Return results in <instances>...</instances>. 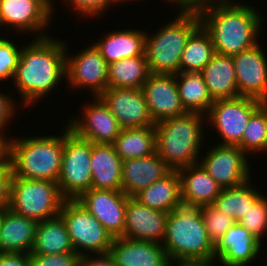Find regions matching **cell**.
I'll return each instance as SVG.
<instances>
[{
  "label": "cell",
  "mask_w": 267,
  "mask_h": 266,
  "mask_svg": "<svg viewBox=\"0 0 267 266\" xmlns=\"http://www.w3.org/2000/svg\"><path fill=\"white\" fill-rule=\"evenodd\" d=\"M125 1H126V2H129V0H114V4H115V5H116V4L118 5V4H120V3H124V4H125V3H126ZM135 1H136V0H135ZM137 1H138V0H137ZM140 1H141V0H140Z\"/></svg>",
  "instance_id": "f907efd6"
},
{
  "label": "cell",
  "mask_w": 267,
  "mask_h": 266,
  "mask_svg": "<svg viewBox=\"0 0 267 266\" xmlns=\"http://www.w3.org/2000/svg\"><path fill=\"white\" fill-rule=\"evenodd\" d=\"M169 266H212V265L200 262H174L169 260Z\"/></svg>",
  "instance_id": "7dc6e473"
},
{
  "label": "cell",
  "mask_w": 267,
  "mask_h": 266,
  "mask_svg": "<svg viewBox=\"0 0 267 266\" xmlns=\"http://www.w3.org/2000/svg\"><path fill=\"white\" fill-rule=\"evenodd\" d=\"M91 188L122 190V160L112 144L91 142Z\"/></svg>",
  "instance_id": "d4e9b609"
},
{
  "label": "cell",
  "mask_w": 267,
  "mask_h": 266,
  "mask_svg": "<svg viewBox=\"0 0 267 266\" xmlns=\"http://www.w3.org/2000/svg\"><path fill=\"white\" fill-rule=\"evenodd\" d=\"M21 51L22 47H18L12 39L0 36V81L13 79Z\"/></svg>",
  "instance_id": "74e56055"
},
{
  "label": "cell",
  "mask_w": 267,
  "mask_h": 266,
  "mask_svg": "<svg viewBox=\"0 0 267 266\" xmlns=\"http://www.w3.org/2000/svg\"><path fill=\"white\" fill-rule=\"evenodd\" d=\"M38 222L7 208L0 224V252H32Z\"/></svg>",
  "instance_id": "cb8c5ba5"
},
{
  "label": "cell",
  "mask_w": 267,
  "mask_h": 266,
  "mask_svg": "<svg viewBox=\"0 0 267 266\" xmlns=\"http://www.w3.org/2000/svg\"><path fill=\"white\" fill-rule=\"evenodd\" d=\"M91 142L70 130L64 136L61 171L58 186L66 200H76L91 189Z\"/></svg>",
  "instance_id": "9c48e42d"
},
{
  "label": "cell",
  "mask_w": 267,
  "mask_h": 266,
  "mask_svg": "<svg viewBox=\"0 0 267 266\" xmlns=\"http://www.w3.org/2000/svg\"><path fill=\"white\" fill-rule=\"evenodd\" d=\"M117 266H164L169 258L162 243L114 238L110 247Z\"/></svg>",
  "instance_id": "44dd1931"
},
{
  "label": "cell",
  "mask_w": 267,
  "mask_h": 266,
  "mask_svg": "<svg viewBox=\"0 0 267 266\" xmlns=\"http://www.w3.org/2000/svg\"><path fill=\"white\" fill-rule=\"evenodd\" d=\"M200 73L213 101L239 97L231 56L216 53Z\"/></svg>",
  "instance_id": "4316f807"
},
{
  "label": "cell",
  "mask_w": 267,
  "mask_h": 266,
  "mask_svg": "<svg viewBox=\"0 0 267 266\" xmlns=\"http://www.w3.org/2000/svg\"><path fill=\"white\" fill-rule=\"evenodd\" d=\"M87 46L70 55L66 45V81L72 89L85 88L91 91L89 95L97 97L108 88L109 64L94 43Z\"/></svg>",
  "instance_id": "8fae6325"
},
{
  "label": "cell",
  "mask_w": 267,
  "mask_h": 266,
  "mask_svg": "<svg viewBox=\"0 0 267 266\" xmlns=\"http://www.w3.org/2000/svg\"><path fill=\"white\" fill-rule=\"evenodd\" d=\"M0 266H31L29 254L0 252Z\"/></svg>",
  "instance_id": "ee69618b"
},
{
  "label": "cell",
  "mask_w": 267,
  "mask_h": 266,
  "mask_svg": "<svg viewBox=\"0 0 267 266\" xmlns=\"http://www.w3.org/2000/svg\"><path fill=\"white\" fill-rule=\"evenodd\" d=\"M66 224L60 215L38 222L35 242L30 254L74 253Z\"/></svg>",
  "instance_id": "f1b7e54d"
},
{
  "label": "cell",
  "mask_w": 267,
  "mask_h": 266,
  "mask_svg": "<svg viewBox=\"0 0 267 266\" xmlns=\"http://www.w3.org/2000/svg\"><path fill=\"white\" fill-rule=\"evenodd\" d=\"M176 84L187 112L208 113L214 101L200 72H179L176 74Z\"/></svg>",
  "instance_id": "4dcf8cb0"
},
{
  "label": "cell",
  "mask_w": 267,
  "mask_h": 266,
  "mask_svg": "<svg viewBox=\"0 0 267 266\" xmlns=\"http://www.w3.org/2000/svg\"><path fill=\"white\" fill-rule=\"evenodd\" d=\"M99 97L122 129L155 126L142 88H107Z\"/></svg>",
  "instance_id": "2e32d148"
},
{
  "label": "cell",
  "mask_w": 267,
  "mask_h": 266,
  "mask_svg": "<svg viewBox=\"0 0 267 266\" xmlns=\"http://www.w3.org/2000/svg\"><path fill=\"white\" fill-rule=\"evenodd\" d=\"M53 4V0H0V28L10 27L21 34L33 31L35 38L49 36L44 32L54 17Z\"/></svg>",
  "instance_id": "7c38bea8"
},
{
  "label": "cell",
  "mask_w": 267,
  "mask_h": 266,
  "mask_svg": "<svg viewBox=\"0 0 267 266\" xmlns=\"http://www.w3.org/2000/svg\"><path fill=\"white\" fill-rule=\"evenodd\" d=\"M262 104L257 99L243 96L215 100L206 114L207 123L222 139L215 144L238 146L251 115Z\"/></svg>",
  "instance_id": "30bf717a"
},
{
  "label": "cell",
  "mask_w": 267,
  "mask_h": 266,
  "mask_svg": "<svg viewBox=\"0 0 267 266\" xmlns=\"http://www.w3.org/2000/svg\"><path fill=\"white\" fill-rule=\"evenodd\" d=\"M60 1V0H59ZM66 5L75 9L77 15L90 18L96 15H103L109 6L114 5V0H63ZM106 9V10H105ZM90 16V17H89Z\"/></svg>",
  "instance_id": "f35d334b"
},
{
  "label": "cell",
  "mask_w": 267,
  "mask_h": 266,
  "mask_svg": "<svg viewBox=\"0 0 267 266\" xmlns=\"http://www.w3.org/2000/svg\"><path fill=\"white\" fill-rule=\"evenodd\" d=\"M7 208L8 207H0V224Z\"/></svg>",
  "instance_id": "681fc988"
},
{
  "label": "cell",
  "mask_w": 267,
  "mask_h": 266,
  "mask_svg": "<svg viewBox=\"0 0 267 266\" xmlns=\"http://www.w3.org/2000/svg\"><path fill=\"white\" fill-rule=\"evenodd\" d=\"M134 198L145 206L167 213L181 206V187L178 171L171 170L162 179L137 193Z\"/></svg>",
  "instance_id": "83f0119b"
},
{
  "label": "cell",
  "mask_w": 267,
  "mask_h": 266,
  "mask_svg": "<svg viewBox=\"0 0 267 266\" xmlns=\"http://www.w3.org/2000/svg\"><path fill=\"white\" fill-rule=\"evenodd\" d=\"M7 95V96H6ZM13 98H10L8 94L0 92V133L4 134V130L7 129L8 122L12 121V117H15L17 111V103Z\"/></svg>",
  "instance_id": "60d3db41"
},
{
  "label": "cell",
  "mask_w": 267,
  "mask_h": 266,
  "mask_svg": "<svg viewBox=\"0 0 267 266\" xmlns=\"http://www.w3.org/2000/svg\"><path fill=\"white\" fill-rule=\"evenodd\" d=\"M165 24L155 34L146 32L145 55L151 73L176 75L187 40L201 20L198 13H177Z\"/></svg>",
  "instance_id": "8992f818"
},
{
  "label": "cell",
  "mask_w": 267,
  "mask_h": 266,
  "mask_svg": "<svg viewBox=\"0 0 267 266\" xmlns=\"http://www.w3.org/2000/svg\"><path fill=\"white\" fill-rule=\"evenodd\" d=\"M266 57L260 43L232 56L239 96L267 103Z\"/></svg>",
  "instance_id": "e0dca14e"
},
{
  "label": "cell",
  "mask_w": 267,
  "mask_h": 266,
  "mask_svg": "<svg viewBox=\"0 0 267 266\" xmlns=\"http://www.w3.org/2000/svg\"><path fill=\"white\" fill-rule=\"evenodd\" d=\"M260 249L262 241L236 222L214 245V265L220 261L223 266H249Z\"/></svg>",
  "instance_id": "d6986e66"
},
{
  "label": "cell",
  "mask_w": 267,
  "mask_h": 266,
  "mask_svg": "<svg viewBox=\"0 0 267 266\" xmlns=\"http://www.w3.org/2000/svg\"><path fill=\"white\" fill-rule=\"evenodd\" d=\"M162 245L171 261L214 266V245L199 207L181 205L168 213Z\"/></svg>",
  "instance_id": "3957f363"
},
{
  "label": "cell",
  "mask_w": 267,
  "mask_h": 266,
  "mask_svg": "<svg viewBox=\"0 0 267 266\" xmlns=\"http://www.w3.org/2000/svg\"><path fill=\"white\" fill-rule=\"evenodd\" d=\"M167 3H174L176 8L179 10L178 13H186V0H164Z\"/></svg>",
  "instance_id": "c3c4849f"
},
{
  "label": "cell",
  "mask_w": 267,
  "mask_h": 266,
  "mask_svg": "<svg viewBox=\"0 0 267 266\" xmlns=\"http://www.w3.org/2000/svg\"><path fill=\"white\" fill-rule=\"evenodd\" d=\"M232 0H186V13H200L201 11L213 7L229 3Z\"/></svg>",
  "instance_id": "f6af8a7d"
},
{
  "label": "cell",
  "mask_w": 267,
  "mask_h": 266,
  "mask_svg": "<svg viewBox=\"0 0 267 266\" xmlns=\"http://www.w3.org/2000/svg\"><path fill=\"white\" fill-rule=\"evenodd\" d=\"M31 266H79L80 256L74 253L29 254Z\"/></svg>",
  "instance_id": "ab89813d"
},
{
  "label": "cell",
  "mask_w": 267,
  "mask_h": 266,
  "mask_svg": "<svg viewBox=\"0 0 267 266\" xmlns=\"http://www.w3.org/2000/svg\"><path fill=\"white\" fill-rule=\"evenodd\" d=\"M215 54L210 34L200 25L187 40L180 61V72H201Z\"/></svg>",
  "instance_id": "836d02e7"
},
{
  "label": "cell",
  "mask_w": 267,
  "mask_h": 266,
  "mask_svg": "<svg viewBox=\"0 0 267 266\" xmlns=\"http://www.w3.org/2000/svg\"><path fill=\"white\" fill-rule=\"evenodd\" d=\"M79 266H117V264L114 262L111 254L107 252L92 254V256L91 254L80 256Z\"/></svg>",
  "instance_id": "7bdbcfd3"
},
{
  "label": "cell",
  "mask_w": 267,
  "mask_h": 266,
  "mask_svg": "<svg viewBox=\"0 0 267 266\" xmlns=\"http://www.w3.org/2000/svg\"><path fill=\"white\" fill-rule=\"evenodd\" d=\"M9 139L10 137L6 134L0 133V166H3L9 159Z\"/></svg>",
  "instance_id": "bcb514c9"
},
{
  "label": "cell",
  "mask_w": 267,
  "mask_h": 266,
  "mask_svg": "<svg viewBox=\"0 0 267 266\" xmlns=\"http://www.w3.org/2000/svg\"><path fill=\"white\" fill-rule=\"evenodd\" d=\"M238 223L260 241L267 234V197L263 196L249 209Z\"/></svg>",
  "instance_id": "8d00e7d4"
},
{
  "label": "cell",
  "mask_w": 267,
  "mask_h": 266,
  "mask_svg": "<svg viewBox=\"0 0 267 266\" xmlns=\"http://www.w3.org/2000/svg\"><path fill=\"white\" fill-rule=\"evenodd\" d=\"M206 115L187 112L155 124L156 153L171 170L198 163L204 144ZM204 139V140H203Z\"/></svg>",
  "instance_id": "277c9868"
},
{
  "label": "cell",
  "mask_w": 267,
  "mask_h": 266,
  "mask_svg": "<svg viewBox=\"0 0 267 266\" xmlns=\"http://www.w3.org/2000/svg\"><path fill=\"white\" fill-rule=\"evenodd\" d=\"M65 200L57 182L11 179L8 208L37 222L58 216Z\"/></svg>",
  "instance_id": "52a82bcc"
},
{
  "label": "cell",
  "mask_w": 267,
  "mask_h": 266,
  "mask_svg": "<svg viewBox=\"0 0 267 266\" xmlns=\"http://www.w3.org/2000/svg\"><path fill=\"white\" fill-rule=\"evenodd\" d=\"M61 135L32 136L9 139V163L12 177L58 182L61 171L64 136L71 130L68 125ZM65 131V132H64Z\"/></svg>",
  "instance_id": "5b68a950"
},
{
  "label": "cell",
  "mask_w": 267,
  "mask_h": 266,
  "mask_svg": "<svg viewBox=\"0 0 267 266\" xmlns=\"http://www.w3.org/2000/svg\"><path fill=\"white\" fill-rule=\"evenodd\" d=\"M146 32L143 30H114L94 43L105 61L110 64L124 58L138 57L145 54Z\"/></svg>",
  "instance_id": "484cf974"
},
{
  "label": "cell",
  "mask_w": 267,
  "mask_h": 266,
  "mask_svg": "<svg viewBox=\"0 0 267 266\" xmlns=\"http://www.w3.org/2000/svg\"><path fill=\"white\" fill-rule=\"evenodd\" d=\"M59 215L66 224L74 251L79 256L109 252L114 238L76 200H65Z\"/></svg>",
  "instance_id": "ba28073f"
},
{
  "label": "cell",
  "mask_w": 267,
  "mask_h": 266,
  "mask_svg": "<svg viewBox=\"0 0 267 266\" xmlns=\"http://www.w3.org/2000/svg\"><path fill=\"white\" fill-rule=\"evenodd\" d=\"M12 169L9 160L0 166V207H9Z\"/></svg>",
  "instance_id": "b9f144b4"
},
{
  "label": "cell",
  "mask_w": 267,
  "mask_h": 266,
  "mask_svg": "<svg viewBox=\"0 0 267 266\" xmlns=\"http://www.w3.org/2000/svg\"><path fill=\"white\" fill-rule=\"evenodd\" d=\"M142 90L155 124L187 113L180 100L176 75L151 73Z\"/></svg>",
  "instance_id": "ac0fdd59"
},
{
  "label": "cell",
  "mask_w": 267,
  "mask_h": 266,
  "mask_svg": "<svg viewBox=\"0 0 267 266\" xmlns=\"http://www.w3.org/2000/svg\"><path fill=\"white\" fill-rule=\"evenodd\" d=\"M210 241L215 245L236 222L213 204L199 207Z\"/></svg>",
  "instance_id": "d590c367"
},
{
  "label": "cell",
  "mask_w": 267,
  "mask_h": 266,
  "mask_svg": "<svg viewBox=\"0 0 267 266\" xmlns=\"http://www.w3.org/2000/svg\"><path fill=\"white\" fill-rule=\"evenodd\" d=\"M251 181L250 179L240 186L222 189L213 205L238 222L263 196L253 187Z\"/></svg>",
  "instance_id": "d6a6232c"
},
{
  "label": "cell",
  "mask_w": 267,
  "mask_h": 266,
  "mask_svg": "<svg viewBox=\"0 0 267 266\" xmlns=\"http://www.w3.org/2000/svg\"><path fill=\"white\" fill-rule=\"evenodd\" d=\"M239 148L248 154L264 153L267 147V103H263L250 117Z\"/></svg>",
  "instance_id": "e575fe53"
},
{
  "label": "cell",
  "mask_w": 267,
  "mask_h": 266,
  "mask_svg": "<svg viewBox=\"0 0 267 266\" xmlns=\"http://www.w3.org/2000/svg\"><path fill=\"white\" fill-rule=\"evenodd\" d=\"M255 7L234 0L199 13L201 25L210 34L215 52L234 56L258 42L264 17Z\"/></svg>",
  "instance_id": "7a4b0ae2"
},
{
  "label": "cell",
  "mask_w": 267,
  "mask_h": 266,
  "mask_svg": "<svg viewBox=\"0 0 267 266\" xmlns=\"http://www.w3.org/2000/svg\"><path fill=\"white\" fill-rule=\"evenodd\" d=\"M93 98V102L83 105V116L71 117L67 125L77 136L92 143L112 144L122 128L105 102L99 96Z\"/></svg>",
  "instance_id": "9a60e30c"
},
{
  "label": "cell",
  "mask_w": 267,
  "mask_h": 266,
  "mask_svg": "<svg viewBox=\"0 0 267 266\" xmlns=\"http://www.w3.org/2000/svg\"><path fill=\"white\" fill-rule=\"evenodd\" d=\"M112 145L122 161L150 156L156 152L155 126L123 128Z\"/></svg>",
  "instance_id": "f546056e"
},
{
  "label": "cell",
  "mask_w": 267,
  "mask_h": 266,
  "mask_svg": "<svg viewBox=\"0 0 267 266\" xmlns=\"http://www.w3.org/2000/svg\"><path fill=\"white\" fill-rule=\"evenodd\" d=\"M168 213L141 204L128 197L124 238L162 243L166 233Z\"/></svg>",
  "instance_id": "ffe728a7"
},
{
  "label": "cell",
  "mask_w": 267,
  "mask_h": 266,
  "mask_svg": "<svg viewBox=\"0 0 267 266\" xmlns=\"http://www.w3.org/2000/svg\"><path fill=\"white\" fill-rule=\"evenodd\" d=\"M182 205L214 204L222 188L199 163L178 169Z\"/></svg>",
  "instance_id": "603a6c76"
},
{
  "label": "cell",
  "mask_w": 267,
  "mask_h": 266,
  "mask_svg": "<svg viewBox=\"0 0 267 266\" xmlns=\"http://www.w3.org/2000/svg\"><path fill=\"white\" fill-rule=\"evenodd\" d=\"M76 201L89 211L113 238L123 237L128 196L122 191L91 188Z\"/></svg>",
  "instance_id": "5bb4252c"
},
{
  "label": "cell",
  "mask_w": 267,
  "mask_h": 266,
  "mask_svg": "<svg viewBox=\"0 0 267 266\" xmlns=\"http://www.w3.org/2000/svg\"><path fill=\"white\" fill-rule=\"evenodd\" d=\"M170 171L171 169L156 152L144 158L123 160L122 191L128 197H134Z\"/></svg>",
  "instance_id": "7402d4cb"
},
{
  "label": "cell",
  "mask_w": 267,
  "mask_h": 266,
  "mask_svg": "<svg viewBox=\"0 0 267 266\" xmlns=\"http://www.w3.org/2000/svg\"><path fill=\"white\" fill-rule=\"evenodd\" d=\"M198 162L222 188H233L251 179L248 156L238 146L214 144Z\"/></svg>",
  "instance_id": "4fadbf2b"
},
{
  "label": "cell",
  "mask_w": 267,
  "mask_h": 266,
  "mask_svg": "<svg viewBox=\"0 0 267 266\" xmlns=\"http://www.w3.org/2000/svg\"><path fill=\"white\" fill-rule=\"evenodd\" d=\"M22 46L12 83L17 87L21 105L27 108L57 89L66 80V41L46 36ZM34 103V104H32Z\"/></svg>",
  "instance_id": "6da1fadb"
},
{
  "label": "cell",
  "mask_w": 267,
  "mask_h": 266,
  "mask_svg": "<svg viewBox=\"0 0 267 266\" xmlns=\"http://www.w3.org/2000/svg\"><path fill=\"white\" fill-rule=\"evenodd\" d=\"M150 74L145 54L120 59L108 65V88H142Z\"/></svg>",
  "instance_id": "1f68e13d"
}]
</instances>
